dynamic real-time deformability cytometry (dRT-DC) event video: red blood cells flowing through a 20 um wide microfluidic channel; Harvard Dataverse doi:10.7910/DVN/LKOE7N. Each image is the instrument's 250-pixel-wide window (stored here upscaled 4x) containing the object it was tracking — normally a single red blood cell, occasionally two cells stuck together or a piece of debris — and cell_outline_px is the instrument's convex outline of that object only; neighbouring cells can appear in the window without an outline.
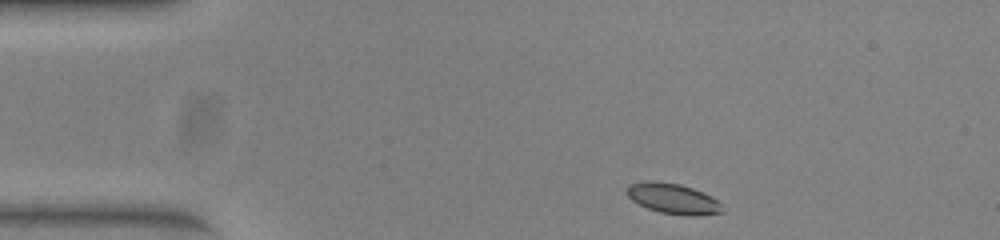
{"species": "common noctule bat (a hibernating species)", "species_latin": "Nyctalus noctula", "temperature_condition": "warm", "stored_images_in_passage": 45, "camera_frame_rate_fps": 3000, "um_per_image_px": 0.085, "animal": {"sex": "female", "body_mass_g": 23.0, "forearm_length_mm": 53.4}, "frame": {"image": 1, "passage_image": 1, "time_ms": 0.0, "image_size_px": [1000, 240], "cell_outline_px": [[724, 212], [696, 216], [688, 216], [660, 212], [648, 208], [632, 200], [628, 196], [628, 188], [632, 184], [680, 184], [692, 188], [712, 196], [720, 204]], "centroid_in_image_um": [57.32, 16.95], "position_along_channel_um": 27.7, "area_um2": 15.95}}
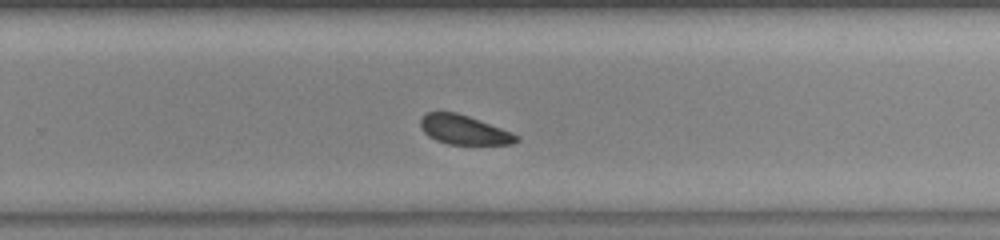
{"frame": {"image": 2, "passage_image": 26, "time_ms": 8.333, "image_size_px": [1000, 240], "cell_outline_px": [[520, 140], [512, 144], [448, 144], [436, 140], [428, 136], [420, 128], [420, 120], [424, 112], [456, 112], [468, 116], [512, 132], [520, 136]], "centroid_in_image_um": [39.42, 11.03], "position_along_channel_um": 290.4, "area_um2": 16.42}}
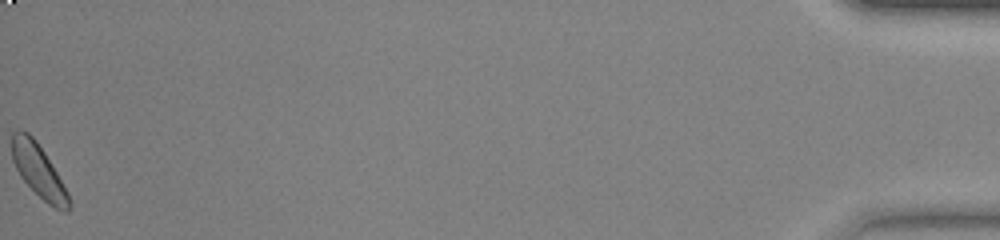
{"frame": {"image": 3, "passage_image": 45, "time_ms": 14.667, "image_size_px": [1000, 240], "cell_outline_px": [[72, 208], [68, 212], [64, 212], [48, 204], [20, 176], [12, 160], [12, 132], [16, 128], [20, 128], [28, 132], [36, 140], [44, 152], [68, 192], [72, 204]], "centroid_in_image_um": [3.28, 14.5], "position_along_channel_um": 431.9, "area_um2": 17.57}, "authors_computed_cell_mechanics": {"area_um2": 17.34, "velocity_mm_per_s": 3.8819, "shape_relaxation_time_tau1_ms": null, "shape_relaxation_time_tau2_ms": 6.9297, "deformation_change_tau1": null, "deformation_change_tau2": 0.0935}}